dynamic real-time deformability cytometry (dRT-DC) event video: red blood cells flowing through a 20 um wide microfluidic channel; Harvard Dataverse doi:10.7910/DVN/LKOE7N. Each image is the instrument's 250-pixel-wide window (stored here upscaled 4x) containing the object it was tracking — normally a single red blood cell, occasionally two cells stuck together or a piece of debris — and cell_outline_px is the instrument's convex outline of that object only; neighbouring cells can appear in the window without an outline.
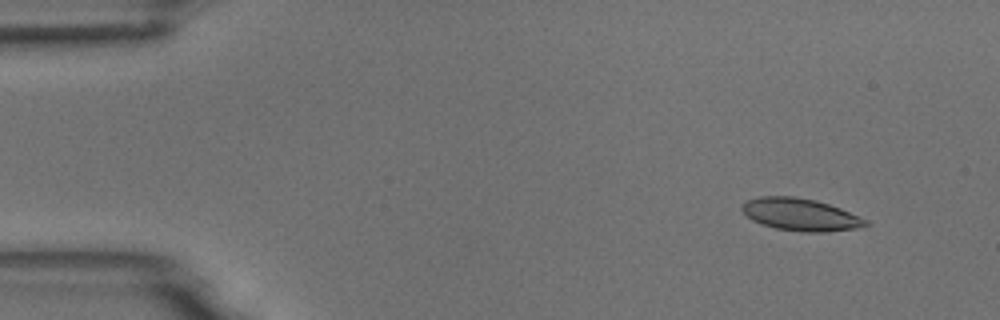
{"species": "common noctule bat (a hibernating species)", "species_latin": "Nyctalus noctula", "temperature_condition": "room temperature", "stored_images_in_passage": 6, "camera_frame_rate_fps": 3000, "um_per_image_px": 0.085, "animal": {"sex": "male", "body_mass_g": 18.8}, "frame": {"image": 1, "passage_image": 2, "time_ms": 0.333, "image_size_px": [1000, 320], "cell_outline_px": [[872, 224], [864, 228], [824, 232], [804, 232], [776, 228], [752, 220], [740, 208], [740, 204], [748, 200], [760, 196], [792, 196], [816, 200], [840, 208], [868, 220]], "centroid_in_image_um": [68.09, 18.24], "position_along_channel_um": 16.9, "area_um2": 23.41}}